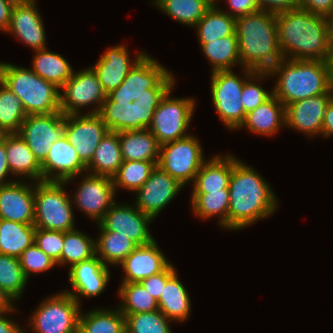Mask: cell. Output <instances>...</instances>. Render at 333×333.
Returning <instances> with one entry per match:
<instances>
[{
  "instance_id": "cell-1",
  "label": "cell",
  "mask_w": 333,
  "mask_h": 333,
  "mask_svg": "<svg viewBox=\"0 0 333 333\" xmlns=\"http://www.w3.org/2000/svg\"><path fill=\"white\" fill-rule=\"evenodd\" d=\"M175 78L164 69L147 85L131 111L151 131L159 145L184 138L195 110L194 98H171Z\"/></svg>"
},
{
  "instance_id": "cell-2",
  "label": "cell",
  "mask_w": 333,
  "mask_h": 333,
  "mask_svg": "<svg viewBox=\"0 0 333 333\" xmlns=\"http://www.w3.org/2000/svg\"><path fill=\"white\" fill-rule=\"evenodd\" d=\"M123 44L110 47L91 68L104 92L123 111H132L147 85L164 69L156 59L143 51L130 62Z\"/></svg>"
},
{
  "instance_id": "cell-3",
  "label": "cell",
  "mask_w": 333,
  "mask_h": 333,
  "mask_svg": "<svg viewBox=\"0 0 333 333\" xmlns=\"http://www.w3.org/2000/svg\"><path fill=\"white\" fill-rule=\"evenodd\" d=\"M228 230H242L277 210L276 194L251 166L233 155L229 181Z\"/></svg>"
},
{
  "instance_id": "cell-4",
  "label": "cell",
  "mask_w": 333,
  "mask_h": 333,
  "mask_svg": "<svg viewBox=\"0 0 333 333\" xmlns=\"http://www.w3.org/2000/svg\"><path fill=\"white\" fill-rule=\"evenodd\" d=\"M276 22L284 59L326 60L329 35L325 16L298 7L276 14Z\"/></svg>"
},
{
  "instance_id": "cell-5",
  "label": "cell",
  "mask_w": 333,
  "mask_h": 333,
  "mask_svg": "<svg viewBox=\"0 0 333 333\" xmlns=\"http://www.w3.org/2000/svg\"><path fill=\"white\" fill-rule=\"evenodd\" d=\"M235 31L242 68L270 71L283 59L275 13L259 10L237 17Z\"/></svg>"
},
{
  "instance_id": "cell-6",
  "label": "cell",
  "mask_w": 333,
  "mask_h": 333,
  "mask_svg": "<svg viewBox=\"0 0 333 333\" xmlns=\"http://www.w3.org/2000/svg\"><path fill=\"white\" fill-rule=\"evenodd\" d=\"M276 77L273 94L287 105L327 93L333 87V72L326 61L282 59L270 71Z\"/></svg>"
},
{
  "instance_id": "cell-7",
  "label": "cell",
  "mask_w": 333,
  "mask_h": 333,
  "mask_svg": "<svg viewBox=\"0 0 333 333\" xmlns=\"http://www.w3.org/2000/svg\"><path fill=\"white\" fill-rule=\"evenodd\" d=\"M23 103L27 115L60 112V89L31 68L3 63L2 81Z\"/></svg>"
},
{
  "instance_id": "cell-8",
  "label": "cell",
  "mask_w": 333,
  "mask_h": 333,
  "mask_svg": "<svg viewBox=\"0 0 333 333\" xmlns=\"http://www.w3.org/2000/svg\"><path fill=\"white\" fill-rule=\"evenodd\" d=\"M66 182L38 181L34 193V226L44 230H74L72 197L65 191Z\"/></svg>"
},
{
  "instance_id": "cell-9",
  "label": "cell",
  "mask_w": 333,
  "mask_h": 333,
  "mask_svg": "<svg viewBox=\"0 0 333 333\" xmlns=\"http://www.w3.org/2000/svg\"><path fill=\"white\" fill-rule=\"evenodd\" d=\"M61 89L60 110L64 115L81 114L82 107L87 108L93 104L94 107L88 114L123 112L104 92L91 67L73 72Z\"/></svg>"
},
{
  "instance_id": "cell-10",
  "label": "cell",
  "mask_w": 333,
  "mask_h": 333,
  "mask_svg": "<svg viewBox=\"0 0 333 333\" xmlns=\"http://www.w3.org/2000/svg\"><path fill=\"white\" fill-rule=\"evenodd\" d=\"M121 113L103 112L65 115L64 135L86 166L93 158L98 144L114 126Z\"/></svg>"
},
{
  "instance_id": "cell-11",
  "label": "cell",
  "mask_w": 333,
  "mask_h": 333,
  "mask_svg": "<svg viewBox=\"0 0 333 333\" xmlns=\"http://www.w3.org/2000/svg\"><path fill=\"white\" fill-rule=\"evenodd\" d=\"M243 76L236 75L233 70L211 73V95L219 120L229 130L238 129L244 122L246 113L242 104L241 93L245 79L253 72L242 68Z\"/></svg>"
},
{
  "instance_id": "cell-12",
  "label": "cell",
  "mask_w": 333,
  "mask_h": 333,
  "mask_svg": "<svg viewBox=\"0 0 333 333\" xmlns=\"http://www.w3.org/2000/svg\"><path fill=\"white\" fill-rule=\"evenodd\" d=\"M38 306L29 318L34 333H78L81 304L72 295L59 292Z\"/></svg>"
},
{
  "instance_id": "cell-13",
  "label": "cell",
  "mask_w": 333,
  "mask_h": 333,
  "mask_svg": "<svg viewBox=\"0 0 333 333\" xmlns=\"http://www.w3.org/2000/svg\"><path fill=\"white\" fill-rule=\"evenodd\" d=\"M202 149L195 135L189 134L161 145L157 166L185 187L191 181L194 183L196 174L206 161Z\"/></svg>"
},
{
  "instance_id": "cell-14",
  "label": "cell",
  "mask_w": 333,
  "mask_h": 333,
  "mask_svg": "<svg viewBox=\"0 0 333 333\" xmlns=\"http://www.w3.org/2000/svg\"><path fill=\"white\" fill-rule=\"evenodd\" d=\"M118 137L123 161H159L157 139L131 111L118 117Z\"/></svg>"
},
{
  "instance_id": "cell-15",
  "label": "cell",
  "mask_w": 333,
  "mask_h": 333,
  "mask_svg": "<svg viewBox=\"0 0 333 333\" xmlns=\"http://www.w3.org/2000/svg\"><path fill=\"white\" fill-rule=\"evenodd\" d=\"M64 131L65 115L60 111L51 114L27 115L18 134L41 164L54 142L64 136Z\"/></svg>"
},
{
  "instance_id": "cell-16",
  "label": "cell",
  "mask_w": 333,
  "mask_h": 333,
  "mask_svg": "<svg viewBox=\"0 0 333 333\" xmlns=\"http://www.w3.org/2000/svg\"><path fill=\"white\" fill-rule=\"evenodd\" d=\"M153 220L151 216L141 212L135 205L117 204L115 201L97 226H99V231L119 233V235L130 238L138 246H143L155 240L148 228Z\"/></svg>"
},
{
  "instance_id": "cell-17",
  "label": "cell",
  "mask_w": 333,
  "mask_h": 333,
  "mask_svg": "<svg viewBox=\"0 0 333 333\" xmlns=\"http://www.w3.org/2000/svg\"><path fill=\"white\" fill-rule=\"evenodd\" d=\"M82 175L84 178L79 181L72 203L98 224L115 202L113 181L110 177L87 172L86 176Z\"/></svg>"
},
{
  "instance_id": "cell-18",
  "label": "cell",
  "mask_w": 333,
  "mask_h": 333,
  "mask_svg": "<svg viewBox=\"0 0 333 333\" xmlns=\"http://www.w3.org/2000/svg\"><path fill=\"white\" fill-rule=\"evenodd\" d=\"M184 186L159 166L152 170L148 180L136 193L134 205L153 219L172 201Z\"/></svg>"
},
{
  "instance_id": "cell-19",
  "label": "cell",
  "mask_w": 333,
  "mask_h": 333,
  "mask_svg": "<svg viewBox=\"0 0 333 333\" xmlns=\"http://www.w3.org/2000/svg\"><path fill=\"white\" fill-rule=\"evenodd\" d=\"M332 97L333 87L327 93L287 105L285 107L286 127L305 133L310 138L322 135L324 114Z\"/></svg>"
},
{
  "instance_id": "cell-20",
  "label": "cell",
  "mask_w": 333,
  "mask_h": 333,
  "mask_svg": "<svg viewBox=\"0 0 333 333\" xmlns=\"http://www.w3.org/2000/svg\"><path fill=\"white\" fill-rule=\"evenodd\" d=\"M42 181L72 182L76 176L86 173V165L81 161L67 138L57 139L41 163ZM72 180V181H71Z\"/></svg>"
},
{
  "instance_id": "cell-21",
  "label": "cell",
  "mask_w": 333,
  "mask_h": 333,
  "mask_svg": "<svg viewBox=\"0 0 333 333\" xmlns=\"http://www.w3.org/2000/svg\"><path fill=\"white\" fill-rule=\"evenodd\" d=\"M29 184L14 179L0 186V219L34 225L35 182Z\"/></svg>"
},
{
  "instance_id": "cell-22",
  "label": "cell",
  "mask_w": 333,
  "mask_h": 333,
  "mask_svg": "<svg viewBox=\"0 0 333 333\" xmlns=\"http://www.w3.org/2000/svg\"><path fill=\"white\" fill-rule=\"evenodd\" d=\"M96 255L69 268V282L73 291L65 290L81 304L80 297H95L101 294L110 280V270ZM80 295V296H78Z\"/></svg>"
},
{
  "instance_id": "cell-23",
  "label": "cell",
  "mask_w": 333,
  "mask_h": 333,
  "mask_svg": "<svg viewBox=\"0 0 333 333\" xmlns=\"http://www.w3.org/2000/svg\"><path fill=\"white\" fill-rule=\"evenodd\" d=\"M7 33L15 35L17 39L33 50L46 48V33L42 17L36 6V1L16 2L11 13V22Z\"/></svg>"
},
{
  "instance_id": "cell-24",
  "label": "cell",
  "mask_w": 333,
  "mask_h": 333,
  "mask_svg": "<svg viewBox=\"0 0 333 333\" xmlns=\"http://www.w3.org/2000/svg\"><path fill=\"white\" fill-rule=\"evenodd\" d=\"M170 263L155 240L150 244L137 246L119 265L125 273L122 283L140 282L162 272Z\"/></svg>"
},
{
  "instance_id": "cell-25",
  "label": "cell",
  "mask_w": 333,
  "mask_h": 333,
  "mask_svg": "<svg viewBox=\"0 0 333 333\" xmlns=\"http://www.w3.org/2000/svg\"><path fill=\"white\" fill-rule=\"evenodd\" d=\"M233 169V155L217 154L201 166L193 183L191 194H209L228 189Z\"/></svg>"
},
{
  "instance_id": "cell-26",
  "label": "cell",
  "mask_w": 333,
  "mask_h": 333,
  "mask_svg": "<svg viewBox=\"0 0 333 333\" xmlns=\"http://www.w3.org/2000/svg\"><path fill=\"white\" fill-rule=\"evenodd\" d=\"M283 126H286L285 106L273 94L256 109L246 114L238 130L245 127L251 133L269 137L279 132L280 127Z\"/></svg>"
},
{
  "instance_id": "cell-27",
  "label": "cell",
  "mask_w": 333,
  "mask_h": 333,
  "mask_svg": "<svg viewBox=\"0 0 333 333\" xmlns=\"http://www.w3.org/2000/svg\"><path fill=\"white\" fill-rule=\"evenodd\" d=\"M5 149L11 175L42 181L41 164L18 133L5 135Z\"/></svg>"
},
{
  "instance_id": "cell-28",
  "label": "cell",
  "mask_w": 333,
  "mask_h": 333,
  "mask_svg": "<svg viewBox=\"0 0 333 333\" xmlns=\"http://www.w3.org/2000/svg\"><path fill=\"white\" fill-rule=\"evenodd\" d=\"M123 163L118 137V119L98 144L86 172L112 178Z\"/></svg>"
},
{
  "instance_id": "cell-29",
  "label": "cell",
  "mask_w": 333,
  "mask_h": 333,
  "mask_svg": "<svg viewBox=\"0 0 333 333\" xmlns=\"http://www.w3.org/2000/svg\"><path fill=\"white\" fill-rule=\"evenodd\" d=\"M157 303L159 310L171 322H183L190 317L191 300L177 272L166 282Z\"/></svg>"
},
{
  "instance_id": "cell-30",
  "label": "cell",
  "mask_w": 333,
  "mask_h": 333,
  "mask_svg": "<svg viewBox=\"0 0 333 333\" xmlns=\"http://www.w3.org/2000/svg\"><path fill=\"white\" fill-rule=\"evenodd\" d=\"M31 69L44 80L53 83L60 90L73 75L70 63L58 53L47 48L35 50Z\"/></svg>"
},
{
  "instance_id": "cell-31",
  "label": "cell",
  "mask_w": 333,
  "mask_h": 333,
  "mask_svg": "<svg viewBox=\"0 0 333 333\" xmlns=\"http://www.w3.org/2000/svg\"><path fill=\"white\" fill-rule=\"evenodd\" d=\"M200 47L212 65V71L232 70L235 65H241L236 31L227 37L208 40Z\"/></svg>"
},
{
  "instance_id": "cell-32",
  "label": "cell",
  "mask_w": 333,
  "mask_h": 333,
  "mask_svg": "<svg viewBox=\"0 0 333 333\" xmlns=\"http://www.w3.org/2000/svg\"><path fill=\"white\" fill-rule=\"evenodd\" d=\"M36 227L0 219V254L19 258L35 240Z\"/></svg>"
},
{
  "instance_id": "cell-33",
  "label": "cell",
  "mask_w": 333,
  "mask_h": 333,
  "mask_svg": "<svg viewBox=\"0 0 333 333\" xmlns=\"http://www.w3.org/2000/svg\"><path fill=\"white\" fill-rule=\"evenodd\" d=\"M125 316L119 309H94L80 312L78 333H122Z\"/></svg>"
},
{
  "instance_id": "cell-34",
  "label": "cell",
  "mask_w": 333,
  "mask_h": 333,
  "mask_svg": "<svg viewBox=\"0 0 333 333\" xmlns=\"http://www.w3.org/2000/svg\"><path fill=\"white\" fill-rule=\"evenodd\" d=\"M236 18L230 16L217 5L211 6L206 14L194 26L197 31L199 44L208 43L232 35L235 32Z\"/></svg>"
},
{
  "instance_id": "cell-35",
  "label": "cell",
  "mask_w": 333,
  "mask_h": 333,
  "mask_svg": "<svg viewBox=\"0 0 333 333\" xmlns=\"http://www.w3.org/2000/svg\"><path fill=\"white\" fill-rule=\"evenodd\" d=\"M229 189L215 191L209 194H192L191 205L193 214L207 220L218 216L219 226L228 229Z\"/></svg>"
},
{
  "instance_id": "cell-36",
  "label": "cell",
  "mask_w": 333,
  "mask_h": 333,
  "mask_svg": "<svg viewBox=\"0 0 333 333\" xmlns=\"http://www.w3.org/2000/svg\"><path fill=\"white\" fill-rule=\"evenodd\" d=\"M96 239V256L106 265L119 266L138 246L130 238L113 231H100Z\"/></svg>"
},
{
  "instance_id": "cell-37",
  "label": "cell",
  "mask_w": 333,
  "mask_h": 333,
  "mask_svg": "<svg viewBox=\"0 0 333 333\" xmlns=\"http://www.w3.org/2000/svg\"><path fill=\"white\" fill-rule=\"evenodd\" d=\"M162 13L192 28L211 8L206 0H155L151 1Z\"/></svg>"
},
{
  "instance_id": "cell-38",
  "label": "cell",
  "mask_w": 333,
  "mask_h": 333,
  "mask_svg": "<svg viewBox=\"0 0 333 333\" xmlns=\"http://www.w3.org/2000/svg\"><path fill=\"white\" fill-rule=\"evenodd\" d=\"M96 255V240L77 229L64 232L61 259L57 265H70L88 260Z\"/></svg>"
},
{
  "instance_id": "cell-39",
  "label": "cell",
  "mask_w": 333,
  "mask_h": 333,
  "mask_svg": "<svg viewBox=\"0 0 333 333\" xmlns=\"http://www.w3.org/2000/svg\"><path fill=\"white\" fill-rule=\"evenodd\" d=\"M118 296L122 301L118 309L124 315L159 310L157 300L140 282L122 283L118 289Z\"/></svg>"
},
{
  "instance_id": "cell-40",
  "label": "cell",
  "mask_w": 333,
  "mask_h": 333,
  "mask_svg": "<svg viewBox=\"0 0 333 333\" xmlns=\"http://www.w3.org/2000/svg\"><path fill=\"white\" fill-rule=\"evenodd\" d=\"M158 162L123 161L116 174L112 177L114 190L117 188L136 192L148 180Z\"/></svg>"
},
{
  "instance_id": "cell-41",
  "label": "cell",
  "mask_w": 333,
  "mask_h": 333,
  "mask_svg": "<svg viewBox=\"0 0 333 333\" xmlns=\"http://www.w3.org/2000/svg\"><path fill=\"white\" fill-rule=\"evenodd\" d=\"M26 116L22 101L0 82V129L6 134L18 133Z\"/></svg>"
},
{
  "instance_id": "cell-42",
  "label": "cell",
  "mask_w": 333,
  "mask_h": 333,
  "mask_svg": "<svg viewBox=\"0 0 333 333\" xmlns=\"http://www.w3.org/2000/svg\"><path fill=\"white\" fill-rule=\"evenodd\" d=\"M28 279L17 257L0 254V287L14 300H19Z\"/></svg>"
},
{
  "instance_id": "cell-43",
  "label": "cell",
  "mask_w": 333,
  "mask_h": 333,
  "mask_svg": "<svg viewBox=\"0 0 333 333\" xmlns=\"http://www.w3.org/2000/svg\"><path fill=\"white\" fill-rule=\"evenodd\" d=\"M124 316L125 329L130 333H174L169 325L171 320L160 310Z\"/></svg>"
},
{
  "instance_id": "cell-44",
  "label": "cell",
  "mask_w": 333,
  "mask_h": 333,
  "mask_svg": "<svg viewBox=\"0 0 333 333\" xmlns=\"http://www.w3.org/2000/svg\"><path fill=\"white\" fill-rule=\"evenodd\" d=\"M269 76H271L269 71H253L245 79L241 99L246 114L256 109L273 95V90H264L260 84H257L259 80L268 79Z\"/></svg>"
},
{
  "instance_id": "cell-45",
  "label": "cell",
  "mask_w": 333,
  "mask_h": 333,
  "mask_svg": "<svg viewBox=\"0 0 333 333\" xmlns=\"http://www.w3.org/2000/svg\"><path fill=\"white\" fill-rule=\"evenodd\" d=\"M24 275L29 279L31 274L43 273L52 269L56 262L45 254L34 242L19 257Z\"/></svg>"
},
{
  "instance_id": "cell-46",
  "label": "cell",
  "mask_w": 333,
  "mask_h": 333,
  "mask_svg": "<svg viewBox=\"0 0 333 333\" xmlns=\"http://www.w3.org/2000/svg\"><path fill=\"white\" fill-rule=\"evenodd\" d=\"M64 232L36 228V245L56 263L61 259Z\"/></svg>"
},
{
  "instance_id": "cell-47",
  "label": "cell",
  "mask_w": 333,
  "mask_h": 333,
  "mask_svg": "<svg viewBox=\"0 0 333 333\" xmlns=\"http://www.w3.org/2000/svg\"><path fill=\"white\" fill-rule=\"evenodd\" d=\"M176 269L170 263L162 272L151 275L140 281L142 286L154 297L157 301L166 284V282L176 273Z\"/></svg>"
},
{
  "instance_id": "cell-48",
  "label": "cell",
  "mask_w": 333,
  "mask_h": 333,
  "mask_svg": "<svg viewBox=\"0 0 333 333\" xmlns=\"http://www.w3.org/2000/svg\"><path fill=\"white\" fill-rule=\"evenodd\" d=\"M226 1L228 3V8L230 10L229 12L225 10L226 13L235 18L261 10L259 4L257 3V0H226Z\"/></svg>"
},
{
  "instance_id": "cell-49",
  "label": "cell",
  "mask_w": 333,
  "mask_h": 333,
  "mask_svg": "<svg viewBox=\"0 0 333 333\" xmlns=\"http://www.w3.org/2000/svg\"><path fill=\"white\" fill-rule=\"evenodd\" d=\"M261 10L279 14L299 7L298 0H257Z\"/></svg>"
},
{
  "instance_id": "cell-50",
  "label": "cell",
  "mask_w": 333,
  "mask_h": 333,
  "mask_svg": "<svg viewBox=\"0 0 333 333\" xmlns=\"http://www.w3.org/2000/svg\"><path fill=\"white\" fill-rule=\"evenodd\" d=\"M299 8L314 14L328 16L333 13V0H298Z\"/></svg>"
},
{
  "instance_id": "cell-51",
  "label": "cell",
  "mask_w": 333,
  "mask_h": 333,
  "mask_svg": "<svg viewBox=\"0 0 333 333\" xmlns=\"http://www.w3.org/2000/svg\"><path fill=\"white\" fill-rule=\"evenodd\" d=\"M15 3L14 0H0V31L6 32L8 30Z\"/></svg>"
},
{
  "instance_id": "cell-52",
  "label": "cell",
  "mask_w": 333,
  "mask_h": 333,
  "mask_svg": "<svg viewBox=\"0 0 333 333\" xmlns=\"http://www.w3.org/2000/svg\"><path fill=\"white\" fill-rule=\"evenodd\" d=\"M8 174H11L7 161V154L5 149V136L0 142V186L11 183V179L7 180ZM6 178V179H5Z\"/></svg>"
},
{
  "instance_id": "cell-53",
  "label": "cell",
  "mask_w": 333,
  "mask_h": 333,
  "mask_svg": "<svg viewBox=\"0 0 333 333\" xmlns=\"http://www.w3.org/2000/svg\"><path fill=\"white\" fill-rule=\"evenodd\" d=\"M8 314H0V333H25L18 323L7 317Z\"/></svg>"
},
{
  "instance_id": "cell-54",
  "label": "cell",
  "mask_w": 333,
  "mask_h": 333,
  "mask_svg": "<svg viewBox=\"0 0 333 333\" xmlns=\"http://www.w3.org/2000/svg\"><path fill=\"white\" fill-rule=\"evenodd\" d=\"M324 135V136H323ZM333 135V97L326 108L322 125V136L327 138Z\"/></svg>"
},
{
  "instance_id": "cell-55",
  "label": "cell",
  "mask_w": 333,
  "mask_h": 333,
  "mask_svg": "<svg viewBox=\"0 0 333 333\" xmlns=\"http://www.w3.org/2000/svg\"><path fill=\"white\" fill-rule=\"evenodd\" d=\"M15 302L1 287H0V314L16 311Z\"/></svg>"
},
{
  "instance_id": "cell-56",
  "label": "cell",
  "mask_w": 333,
  "mask_h": 333,
  "mask_svg": "<svg viewBox=\"0 0 333 333\" xmlns=\"http://www.w3.org/2000/svg\"><path fill=\"white\" fill-rule=\"evenodd\" d=\"M329 41H333V13L326 16Z\"/></svg>"
},
{
  "instance_id": "cell-57",
  "label": "cell",
  "mask_w": 333,
  "mask_h": 333,
  "mask_svg": "<svg viewBox=\"0 0 333 333\" xmlns=\"http://www.w3.org/2000/svg\"><path fill=\"white\" fill-rule=\"evenodd\" d=\"M325 61L333 72V41H329V51Z\"/></svg>"
},
{
  "instance_id": "cell-58",
  "label": "cell",
  "mask_w": 333,
  "mask_h": 333,
  "mask_svg": "<svg viewBox=\"0 0 333 333\" xmlns=\"http://www.w3.org/2000/svg\"><path fill=\"white\" fill-rule=\"evenodd\" d=\"M5 135L6 133L2 129H0V142L3 140Z\"/></svg>"
},
{
  "instance_id": "cell-59",
  "label": "cell",
  "mask_w": 333,
  "mask_h": 333,
  "mask_svg": "<svg viewBox=\"0 0 333 333\" xmlns=\"http://www.w3.org/2000/svg\"><path fill=\"white\" fill-rule=\"evenodd\" d=\"M4 62H0V82L2 81V66Z\"/></svg>"
},
{
  "instance_id": "cell-60",
  "label": "cell",
  "mask_w": 333,
  "mask_h": 333,
  "mask_svg": "<svg viewBox=\"0 0 333 333\" xmlns=\"http://www.w3.org/2000/svg\"><path fill=\"white\" fill-rule=\"evenodd\" d=\"M208 1L212 6L217 4V0H206Z\"/></svg>"
},
{
  "instance_id": "cell-61",
  "label": "cell",
  "mask_w": 333,
  "mask_h": 333,
  "mask_svg": "<svg viewBox=\"0 0 333 333\" xmlns=\"http://www.w3.org/2000/svg\"><path fill=\"white\" fill-rule=\"evenodd\" d=\"M15 2H31V1H36V0H14Z\"/></svg>"
},
{
  "instance_id": "cell-62",
  "label": "cell",
  "mask_w": 333,
  "mask_h": 333,
  "mask_svg": "<svg viewBox=\"0 0 333 333\" xmlns=\"http://www.w3.org/2000/svg\"><path fill=\"white\" fill-rule=\"evenodd\" d=\"M122 333H130L127 329H125Z\"/></svg>"
}]
</instances>
